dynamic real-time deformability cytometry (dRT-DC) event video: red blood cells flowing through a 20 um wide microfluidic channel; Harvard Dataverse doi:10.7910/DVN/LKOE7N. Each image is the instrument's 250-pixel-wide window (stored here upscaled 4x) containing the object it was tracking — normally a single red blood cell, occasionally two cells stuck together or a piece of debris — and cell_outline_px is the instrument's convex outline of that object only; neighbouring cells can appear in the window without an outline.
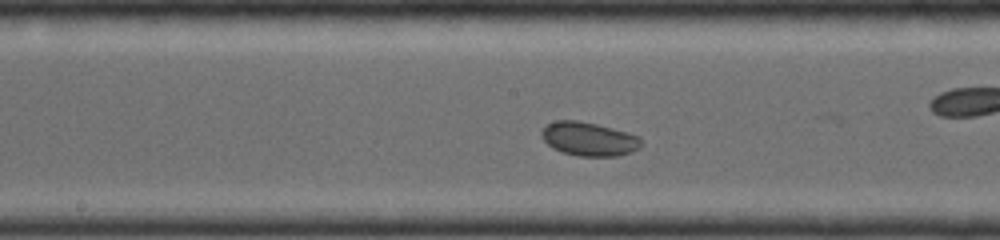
{"species": "common noctule bat (a hibernating species)", "species_latin": "Nyctalus noctula", "temperature_condition": "room temperature", "stored_images_in_passage": 13, "camera_frame_rate_fps": 4000, "um_per_image_px": 0.085, "animal": {"sex": "female", "body_mass_g": 19.0, "forearm_length_mm": 56.7}, "frame": {"image": 1, "passage_image": 9, "time_ms": 2.0, "image_size_px": [1000, 240], "cell_outline_px": [[644, 144], [640, 148], [632, 152], [616, 156], [576, 156], [552, 148], [540, 136], [540, 132], [548, 124], [556, 120], [576, 120], [596, 124], [628, 132], [640, 136]], "centroid_in_image_um": [50.09, 11.82], "position_along_channel_um": 198.1, "area_um2": 19.77}}